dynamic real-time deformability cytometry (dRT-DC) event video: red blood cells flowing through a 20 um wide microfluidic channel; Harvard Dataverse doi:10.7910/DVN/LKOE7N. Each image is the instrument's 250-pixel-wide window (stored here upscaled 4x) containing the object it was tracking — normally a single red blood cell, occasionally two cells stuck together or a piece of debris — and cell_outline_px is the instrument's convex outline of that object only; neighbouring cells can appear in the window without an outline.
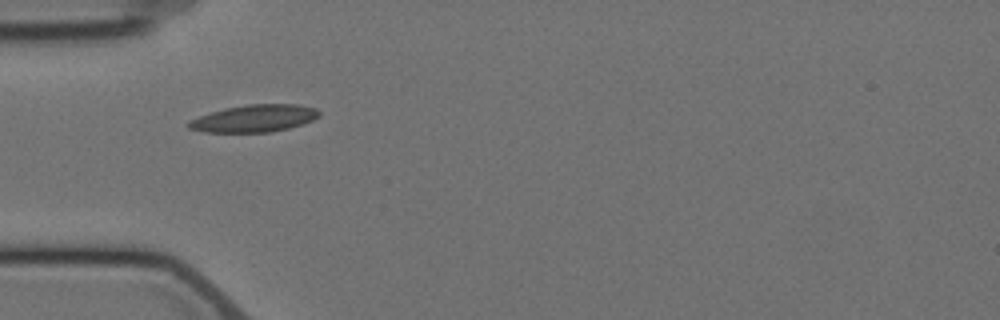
{"species": "Egyptian fruit bat (a non-hibernating species)", "species_latin": "Rousettus aegyptiacus", "temperature_condition": "cold", "stored_images_in_passage": 6, "camera_frame_rate_fps": 3000, "um_per_image_px": 0.085, "animal": {"sex": "female"}, "frame": {"image": 1, "passage_image": 6, "time_ms": 6.667, "image_size_px": [1000, 320], "cell_outline_px": [[320, 116], [304, 124], [272, 132], [204, 132], [188, 128], [184, 124], [188, 120], [224, 108], [248, 104], [300, 104], [316, 108], [320, 112]], "centroid_in_image_um": [21.61, 10.06], "position_along_channel_um": 63.4, "area_um2": 20.92}}